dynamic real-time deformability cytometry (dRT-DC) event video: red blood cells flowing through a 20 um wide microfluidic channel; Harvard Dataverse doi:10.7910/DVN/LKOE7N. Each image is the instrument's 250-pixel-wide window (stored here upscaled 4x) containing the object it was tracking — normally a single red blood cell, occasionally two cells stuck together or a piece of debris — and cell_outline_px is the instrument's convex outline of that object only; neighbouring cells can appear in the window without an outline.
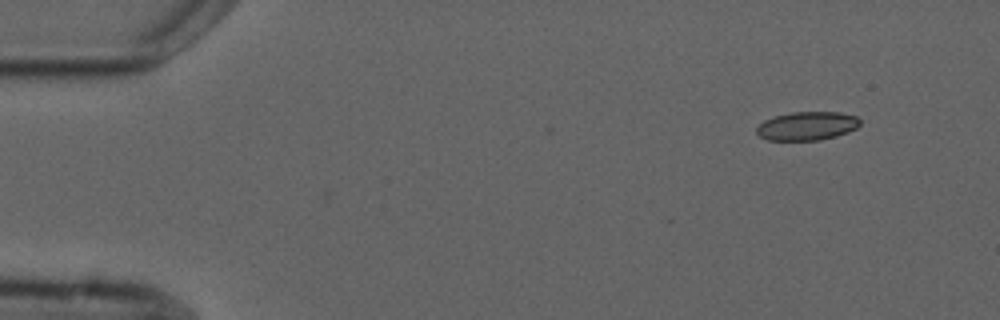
{"species": "common noctule bat (a hibernating species)", "species_latin": "Nyctalus noctula", "temperature_condition": "cold", "stored_images_in_passage": 3, "camera_frame_rate_fps": 3000, "um_per_image_px": 0.085, "animal": {"sex": "male", "forearm_length_mm": 52.5}, "frame": {"image": 1, "passage_image": 3, "time_ms": 2.333, "image_size_px": [1000, 320], "cell_outline_px": [[860, 124], [856, 128], [848, 132], [836, 136], [820, 140], [768, 140], [760, 136], [756, 132], [756, 128], [764, 120], [776, 116], [792, 112], [840, 112], [856, 116], [860, 120]], "centroid_in_image_um": [68.61, 10.7], "position_along_channel_um": 16.4, "area_um2": 17.17}}